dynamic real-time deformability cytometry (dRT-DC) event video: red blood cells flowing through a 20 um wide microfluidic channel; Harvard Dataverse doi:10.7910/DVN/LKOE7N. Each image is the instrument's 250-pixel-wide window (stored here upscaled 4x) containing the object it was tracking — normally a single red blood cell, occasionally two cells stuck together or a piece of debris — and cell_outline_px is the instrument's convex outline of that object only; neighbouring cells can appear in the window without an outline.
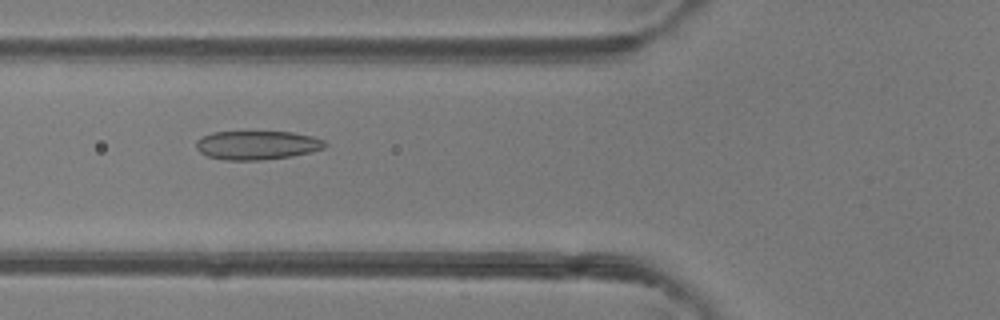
{"species": "common noctule bat (a hibernating species)", "species_latin": "Nyctalus noctula", "temperature_condition": "room temperature", "stored_images_in_passage": 35, "camera_frame_rate_fps": 3000, "um_per_image_px": 0.085, "animal": {"sex": "female"}, "frame": {"image": 1, "passage_image": 4, "time_ms": 1.0, "image_size_px": [1000, 320], "cell_outline_px": [[328, 144], [324, 148], [312, 152], [292, 156], [260, 160], [228, 160], [208, 156], [200, 152], [196, 148], [196, 140], [212, 132], [292, 132], [312, 136], [324, 140]], "centroid_in_image_um": [21.88, 12.34], "position_along_channel_um": 103.9, "area_um2": 21.62}}
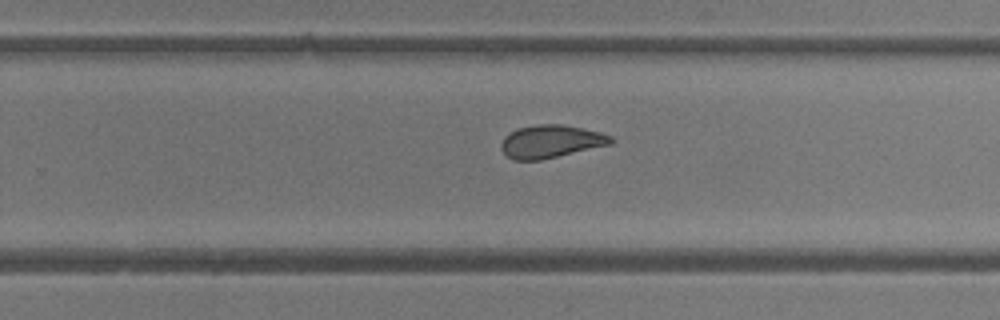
{"frame": {"image": 2, "passage_image": 17, "time_ms": 5.333, "image_size_px": [1000, 320], "cell_outline_px": [[612, 144], [540, 160], [512, 160], [500, 148], [500, 144], [504, 136], [516, 128], [540, 124], [560, 124], [600, 132], [612, 136]], "centroid_in_image_um": [46.79, 12.02], "position_along_channel_um": 283.0, "area_um2": 20.92}}
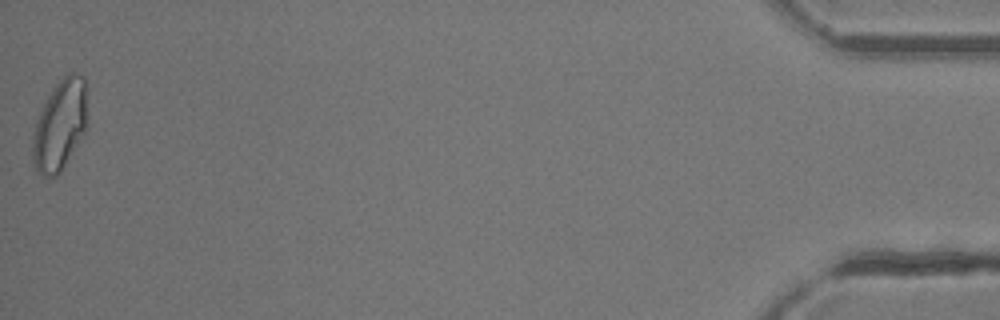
{"frame": {"image": 3, "passage_image": 35, "time_ms": 11.333, "image_size_px": [1000, 320], "cell_outline_px": [[84, 132], [60, 172], [56, 176], [44, 176], [36, 172], [32, 160], [32, 136], [36, 120], [48, 96], [56, 84], [64, 76], [72, 72], [84, 76]], "centroid_in_image_um": [5.02, 10.68], "position_along_channel_um": 430.2, "area_um2": 27.92}, "authors_computed_cell_mechanics": {"area_um2": 21.675, "velocity_mm_per_s": 4.1311, "shape_relaxation_time_tau1_ms": null, "shape_relaxation_time_tau2_ms": 1.5668, "deformation_change_tau1": null, "deformation_change_tau2": 0.0825}}